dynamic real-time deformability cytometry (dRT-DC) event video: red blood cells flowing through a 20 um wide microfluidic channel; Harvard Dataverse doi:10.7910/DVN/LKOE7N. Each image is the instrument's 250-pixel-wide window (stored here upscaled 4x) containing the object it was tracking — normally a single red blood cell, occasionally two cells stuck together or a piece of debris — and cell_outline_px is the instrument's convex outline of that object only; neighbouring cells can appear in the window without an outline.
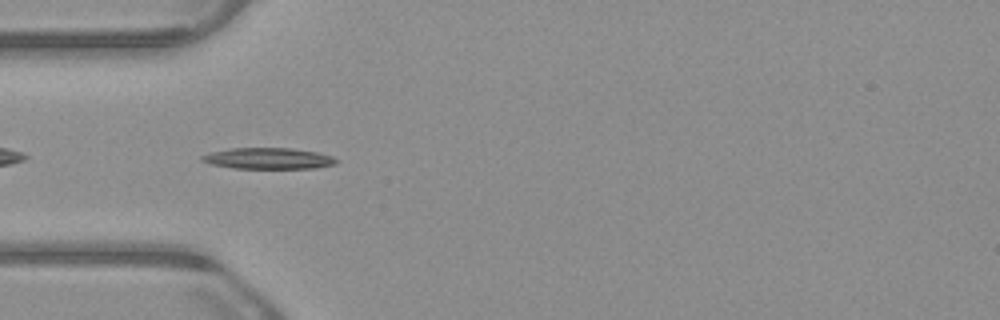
{"species": "common noctule bat (a hibernating species)", "species_latin": "Nyctalus noctula", "temperature_condition": "warm", "stored_images_in_passage": 40, "camera_frame_rate_fps": 3000, "um_per_image_px": 0.085, "animal": {"sex": "male", "body_mass_g": 23.1, "forearm_length_mm": 52.7}, "frame": {"image": 1, "passage_image": 3, "time_ms": 0.667, "image_size_px": [1000, 320], "cell_outline_px": [[340, 160], [336, 164], [316, 168], [232, 168], [212, 164], [200, 160], [200, 156], [212, 152], [232, 148], [292, 148], [316, 152], [332, 156]], "centroid_in_image_um": [22.84, 13.47], "position_along_channel_um": 62.2, "area_um2": 16.53}}
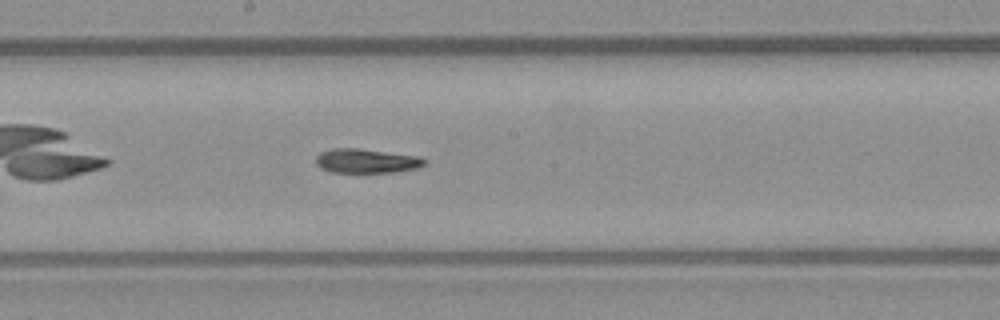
{"frame": {"image": 2, "passage_image": 15, "time_ms": 4.667, "image_size_px": [1000, 320], "cell_outline_px": [[428, 164], [416, 168], [392, 172], [332, 172], [320, 168], [316, 164], [316, 156], [320, 152], [332, 148], [356, 148], [420, 156], [428, 160]], "centroid_in_image_um": [31.16, 13.67], "position_along_channel_um": 217.0, "area_um2": 15.43}}
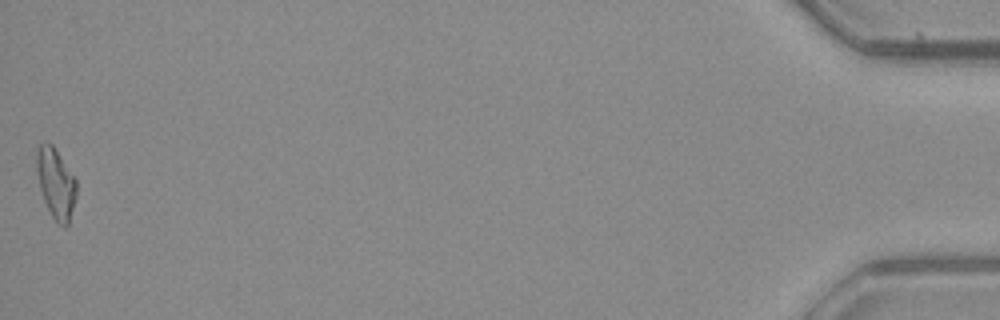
{"frame": {"image": 3, "passage_image": 40, "time_ms": 13.0, "image_size_px": [1000, 320], "cell_outline_px": [[76, 196], [68, 224], [64, 228], [56, 224], [44, 200], [40, 188], [36, 172], [36, 152], [40, 144], [52, 144], [76, 180]], "centroid_in_image_um": [4.74, 15.62], "position_along_channel_um": 430.5, "area_um2": 16.07}, "authors_computed_cell_mechanics": {"area_um2": 15.8372, "velocity_mm_per_s": 3.8666, "shape_relaxation_time_tau1_ms": 4.4168, "shape_relaxation_time_tau2_ms": 6.2399, "deformation_change_tau1": 0.1755, "deformation_change_tau2": 0.1693}}